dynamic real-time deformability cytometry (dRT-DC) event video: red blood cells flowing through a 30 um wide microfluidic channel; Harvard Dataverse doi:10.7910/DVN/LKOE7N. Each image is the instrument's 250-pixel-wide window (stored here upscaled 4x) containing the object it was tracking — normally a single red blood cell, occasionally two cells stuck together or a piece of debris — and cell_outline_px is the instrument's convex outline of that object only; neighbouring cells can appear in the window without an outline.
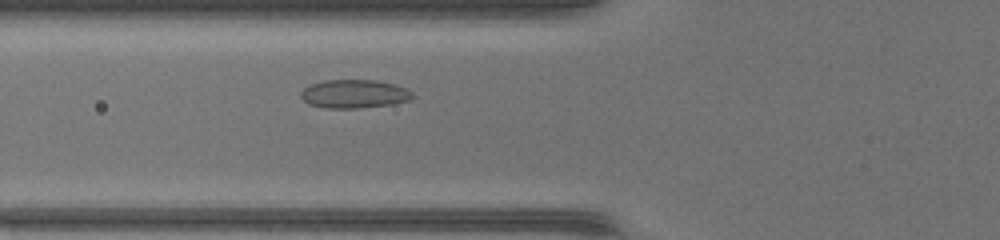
{"species": "common noctule bat (a hibernating species)", "species_latin": "Nyctalus noctula", "temperature_condition": "warm", "stored_images_in_passage": 35, "camera_frame_rate_fps": 3000, "um_per_image_px": 0.085, "animal": {"sex": "female", "body_mass_g": 17.0, "forearm_length_mm": 48.0}, "frame": {"image": 1, "passage_image": 5, "time_ms": 1.333, "image_size_px": [1000, 240], "cell_outline_px": [[412, 96], [408, 100], [392, 104], [360, 108], [324, 108], [308, 104], [300, 96], [300, 92], [304, 88], [312, 84], [324, 80], [376, 80], [396, 84], [408, 88], [412, 92]], "centroid_in_image_um": [30.1, 7.98], "position_along_channel_um": 95.7, "area_um2": 18.61}}
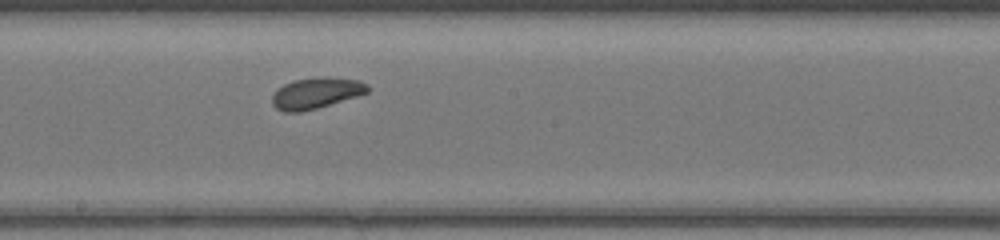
{"frame": {"image": 2, "passage_image": 14, "time_ms": 4.333, "image_size_px": [1000, 240], "cell_outline_px": [[368, 92], [356, 96], [316, 108], [300, 112], [284, 112], [276, 108], [272, 104], [272, 96], [284, 84], [296, 80], [328, 76], [360, 80], [368, 84]], "centroid_in_image_um": [26.88, 7.9], "position_along_channel_um": 221.3, "area_um2": 16.99}}
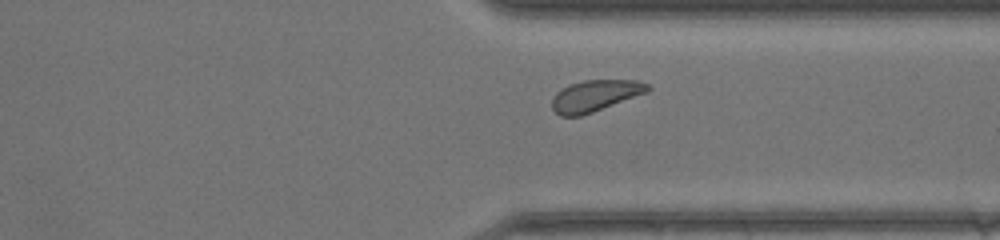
{"frame": {"image": 3, "passage_image": 24, "time_ms": 7.667, "image_size_px": [1000, 240], "cell_outline_px": [[652, 88], [648, 92], [592, 112], [580, 116], [560, 116], [552, 108], [552, 100], [556, 92], [568, 84], [584, 80], [636, 80], [648, 84]], "centroid_in_image_um": [50.58, 8.12], "position_along_channel_um": 360.8, "area_um2": 17.46}, "authors_computed_cell_mechanics": {"area_um2": 17.4556, "velocity_mm_per_s": 4.1799, "shape_relaxation_time_tau1_ms": null, "shape_relaxation_time_tau2_ms": 3.6483, "deformation_change_tau1": null, "deformation_change_tau2": 0.1094}}